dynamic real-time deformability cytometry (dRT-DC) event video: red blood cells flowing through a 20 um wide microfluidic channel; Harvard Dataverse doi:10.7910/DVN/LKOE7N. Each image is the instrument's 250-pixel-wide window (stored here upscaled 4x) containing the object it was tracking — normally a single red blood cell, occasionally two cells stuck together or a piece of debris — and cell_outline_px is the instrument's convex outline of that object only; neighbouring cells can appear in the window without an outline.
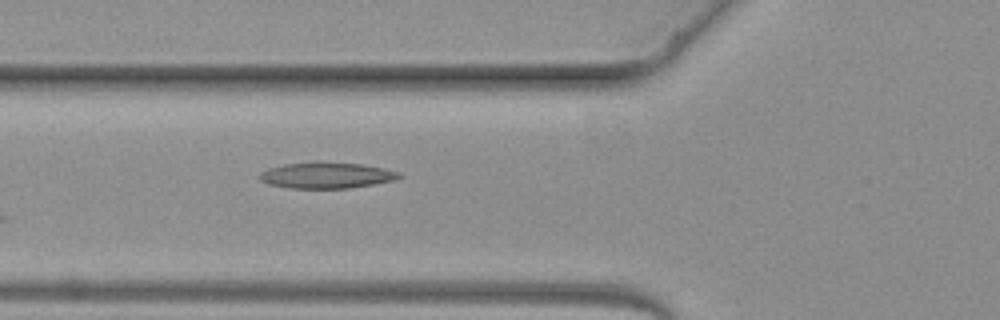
{"species": "common noctule bat (a hibernating species)", "species_latin": "Nyctalus noctula", "temperature_condition": "warm", "stored_images_in_passage": 4, "camera_frame_rate_fps": 3000, "um_per_image_px": 0.085, "animal": {"sex": "female", "body_mass_g": 19.3, "forearm_length_mm": 54.1}, "frame": {"image": 1, "passage_image": 4, "time_ms": 4.0, "image_size_px": [1000, 320], "cell_outline_px": [[404, 176], [396, 180], [348, 188], [288, 188], [268, 184], [260, 180], [260, 172], [268, 168], [284, 164], [316, 160], [364, 164], [384, 168], [400, 172]], "centroid_in_image_um": [27.76, 14.87], "position_along_channel_um": 98.0, "area_um2": 21.68}}